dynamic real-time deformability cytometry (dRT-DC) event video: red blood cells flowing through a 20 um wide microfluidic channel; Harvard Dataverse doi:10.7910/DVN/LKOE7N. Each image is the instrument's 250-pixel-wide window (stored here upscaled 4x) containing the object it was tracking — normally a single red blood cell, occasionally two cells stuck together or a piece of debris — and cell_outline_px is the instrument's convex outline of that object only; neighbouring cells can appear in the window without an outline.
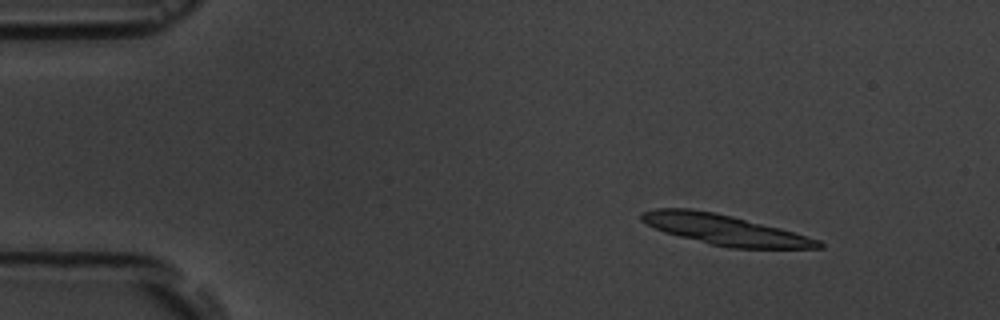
{"species": "common noctule bat (a hibernating species)", "species_latin": "Nyctalus noctula", "temperature_condition": "room temperature", "stored_images_in_passage": 5, "camera_frame_rate_fps": 3000, "um_per_image_px": 0.085, "animal": {"sex": "male", "body_mass_g": 19.5, "forearm_length_mm": 54.6}, "frame": {"image": 1, "passage_image": 2, "time_ms": 1.333, "image_size_px": [1000, 320], "cell_outline_px": [[824, 248], [728, 248], [664, 232], [640, 220], [640, 212], [656, 208], [692, 208], [732, 216], [780, 228], [820, 240], [824, 244]], "centroid_in_image_um": [61.6, 19.52], "position_along_channel_um": 23.4, "area_um2": 30.92}}